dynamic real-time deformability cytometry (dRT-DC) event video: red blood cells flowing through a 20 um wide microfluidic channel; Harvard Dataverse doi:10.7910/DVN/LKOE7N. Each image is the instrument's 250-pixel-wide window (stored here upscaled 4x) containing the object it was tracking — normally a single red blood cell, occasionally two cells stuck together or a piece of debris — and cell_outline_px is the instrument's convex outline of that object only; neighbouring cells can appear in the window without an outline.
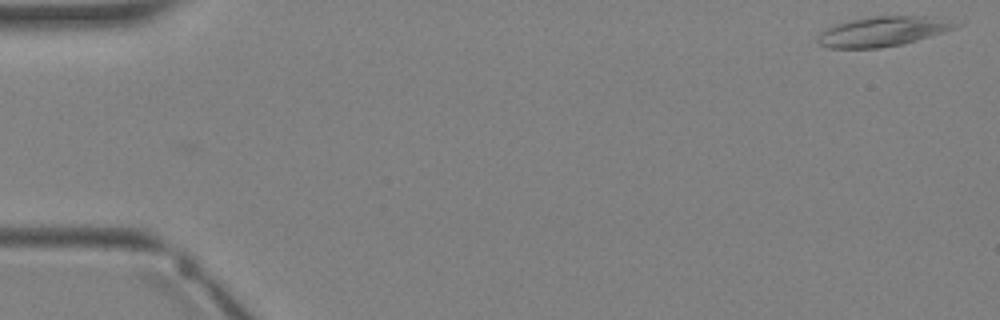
{"species": "Egyptian fruit bat (a non-hibernating species)", "species_latin": "Rousettus aegyptiacus", "temperature_condition": "warm", "stored_images_in_passage": 4, "camera_frame_rate_fps": 3000, "um_per_image_px": 0.085, "animal": {"sex": "female"}, "frame": {"image": 1, "passage_image": 1, "time_ms": 0.0, "image_size_px": [1000, 320], "cell_outline_px": [[964, 24], [944, 32], [916, 40], [900, 44], [880, 48], [828, 48], [816, 44], [816, 36], [820, 32], [836, 24], [852, 20], [872, 16], [924, 16]], "centroid_in_image_um": [74.96, 2.68], "position_along_channel_um": 10.0, "area_um2": 23.7}}
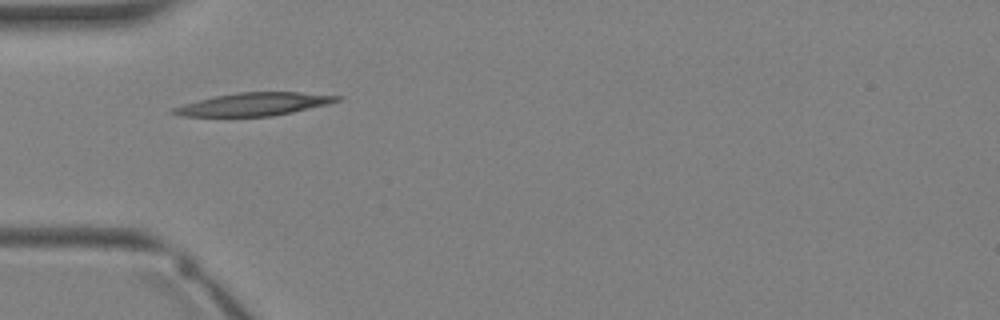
{"frame": {"image": 2, "passage_image": 4, "time_ms": 3.333, "image_size_px": [1000, 320], "cell_outline_px": [[344, 100], [328, 104], [292, 112], [272, 116], [180, 116], [168, 112], [172, 108], [184, 104], [216, 96], [240, 92], [300, 92], [344, 96]], "centroid_in_image_um": [21.64, 8.85], "position_along_channel_um": 63.4, "area_um2": 21.79}}